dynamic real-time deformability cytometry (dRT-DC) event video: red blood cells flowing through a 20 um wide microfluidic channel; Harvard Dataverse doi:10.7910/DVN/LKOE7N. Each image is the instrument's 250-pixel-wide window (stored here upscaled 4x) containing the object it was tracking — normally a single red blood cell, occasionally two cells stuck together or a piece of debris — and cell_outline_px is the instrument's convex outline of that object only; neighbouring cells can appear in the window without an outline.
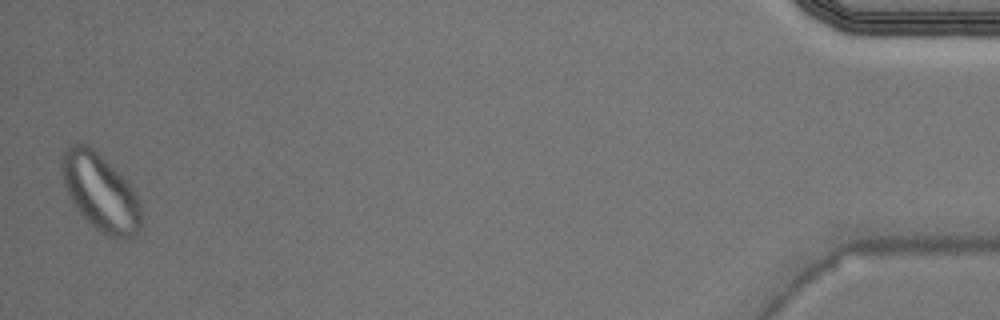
{"species": "Egyptian fruit bat (a non-hibernating species)", "species_latin": "Rousettus aegyptiacus", "temperature_condition": "warm", "stored_images_in_passage": 42, "segment_of_instrument_passage": [2, 2], "camera_frame_rate_fps": 3000, "um_per_image_px": 0.085, "animal": {"sex": "male"}, "frame": {"image": 1, "passage_image": 42, "time_ms": 13.667, "image_size_px": [1000, 320], "cell_outline_px": [[140, 228], [132, 236], [120, 240], [116, 240], [96, 228], [80, 212], [68, 196], [64, 188], [60, 172], [60, 156], [64, 148], [72, 144], [88, 144], [132, 188], [140, 200]], "centroid_in_image_um": [8.47, 16.33], "position_along_channel_um": 426.7, "area_um2": 35.2}}